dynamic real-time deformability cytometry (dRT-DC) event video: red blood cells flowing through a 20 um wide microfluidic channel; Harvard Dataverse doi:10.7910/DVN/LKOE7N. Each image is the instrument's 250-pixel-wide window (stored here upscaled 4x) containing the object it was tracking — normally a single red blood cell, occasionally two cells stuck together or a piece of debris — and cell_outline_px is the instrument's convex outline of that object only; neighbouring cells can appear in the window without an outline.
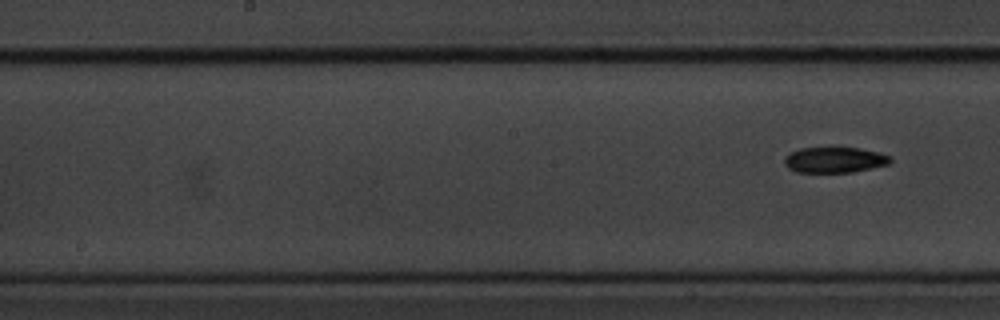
{"species": "common noctule bat (a hibernating species)", "species_latin": "Nyctalus noctula", "temperature_condition": "cold", "stored_images_in_passage": 10, "segment_of_instrument_passage": [2, 2], "camera_frame_rate_fps": 3000, "um_per_image_px": 0.085, "animal": {"sex": "male", "body_mass_g": 20.1, "forearm_length_mm": 53.5}, "frame": {"image": 1, "passage_image": 10, "time_ms": 11.333, "image_size_px": [1000, 320], "cell_outline_px": [[892, 160], [888, 164], [852, 172], [796, 172], [788, 168], [784, 164], [784, 156], [800, 148], [832, 144], [860, 148], [880, 152], [888, 156]], "centroid_in_image_um": [70.9, 13.53], "position_along_channel_um": 177.3, "area_um2": 16.59}}